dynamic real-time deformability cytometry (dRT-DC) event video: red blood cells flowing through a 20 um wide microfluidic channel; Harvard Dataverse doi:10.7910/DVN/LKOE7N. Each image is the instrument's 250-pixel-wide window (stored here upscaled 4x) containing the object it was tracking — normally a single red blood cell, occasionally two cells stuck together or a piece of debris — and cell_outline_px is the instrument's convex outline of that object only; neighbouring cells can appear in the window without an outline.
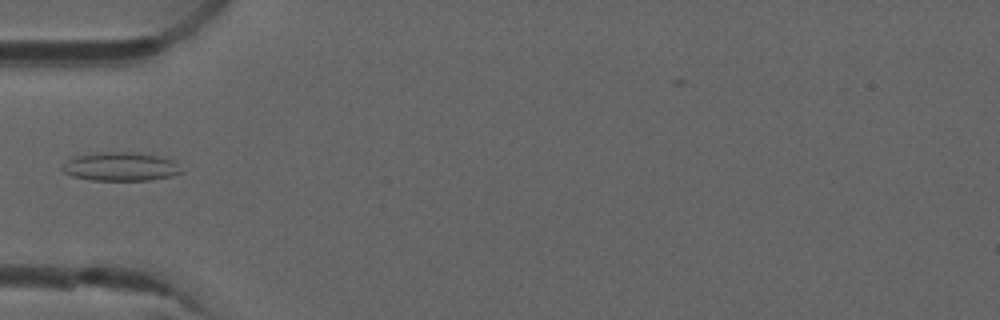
{"species": "common noctule bat (a hibernating species)", "species_latin": "Nyctalus noctula", "temperature_condition": "room temperature", "stored_images_in_passage": 4, "camera_frame_rate_fps": 3000, "um_per_image_px": 0.085, "animal": {"sex": "male", "forearm_length_mm": 52.5}, "frame": {"image": 1, "passage_image": 3, "time_ms": 0.667, "image_size_px": [1000, 320], "cell_outline_px": [[184, 172], [172, 176], [148, 180], [92, 180], [72, 176], [64, 172], [60, 168], [72, 156], [96, 152], [136, 152], [176, 160]], "centroid_in_image_um": [10.26, 14.15], "position_along_channel_um": 74.7, "area_um2": 20.11}}